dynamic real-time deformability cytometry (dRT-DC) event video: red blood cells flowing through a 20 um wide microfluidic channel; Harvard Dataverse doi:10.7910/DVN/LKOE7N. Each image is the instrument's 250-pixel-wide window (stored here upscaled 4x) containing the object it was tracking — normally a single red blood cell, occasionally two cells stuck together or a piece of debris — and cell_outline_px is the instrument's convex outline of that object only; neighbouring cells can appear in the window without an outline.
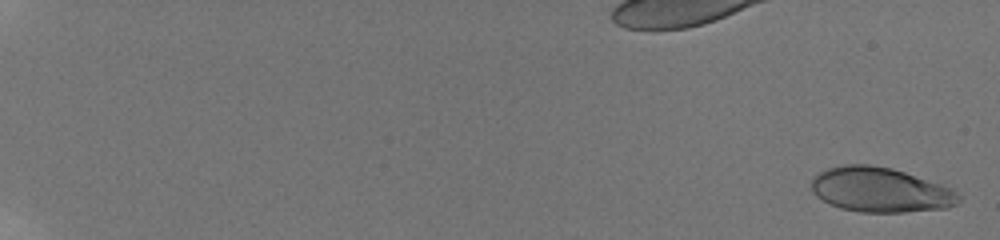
{"species": "human", "species_latin": "Homo sapiens", "temperature_condition": "room temperature", "stored_images_in_passage": 16, "camera_frame_rate_fps": 3000, "um_per_image_px": 0.085, "donor": {"sex": "male"}, "frame": {"image": 1, "passage_image": 1, "time_ms": 0.0, "image_size_px": [1000, 240], "cell_outline_px": [[960, 200], [956, 204], [948, 208], [904, 212], [860, 212], [840, 208], [816, 196], [812, 192], [812, 180], [820, 172], [828, 168], [844, 164], [868, 164], [892, 168], [940, 184], [956, 192], [960, 196]], "centroid_in_image_um": [74.82, 16.14], "position_along_channel_um": 10.2, "area_um2": 38.09}}
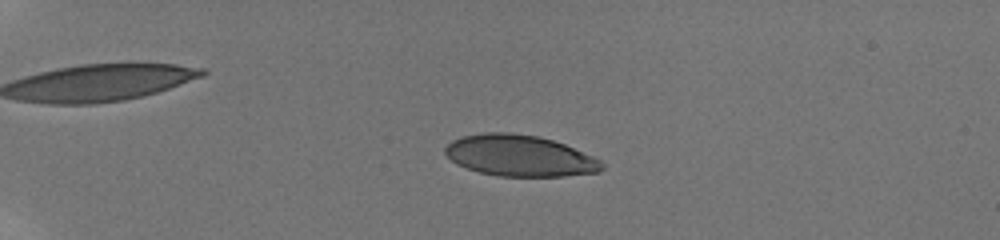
{"frame": {"image": 2, "passage_image": 10, "time_ms": 5.0, "image_size_px": [1000, 240], "cell_outline_px": [[604, 168], [600, 172], [564, 176], [500, 176], [480, 172], [456, 164], [444, 152], [444, 148], [452, 140], [464, 136], [484, 132], [512, 132], [536, 136], [552, 140], [564, 144], [592, 156], [600, 160], [604, 164]], "centroid_in_image_um": [44.18, 13.23], "position_along_channel_um": 40.8, "area_um2": 37.51}}
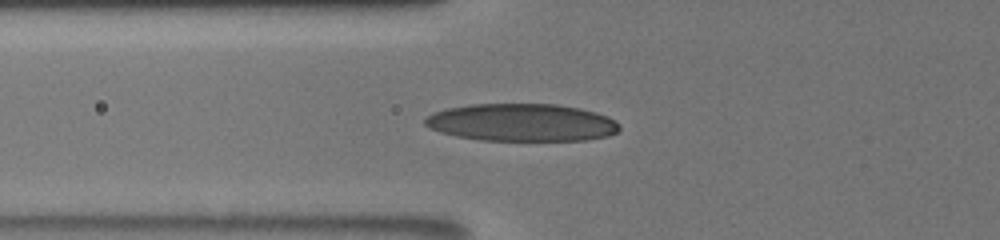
{"frame": {"image": 3, "passage_image": 15, "time_ms": 8.0, "image_size_px": [1000, 240], "cell_outline_px": [[620, 128], [616, 132], [608, 136], [584, 140], [480, 140], [456, 136], [440, 132], [428, 128], [424, 124], [424, 120], [432, 112], [448, 108], [472, 104], [556, 104], [580, 108], [596, 112], [608, 116], [620, 124]], "centroid_in_image_um": [44.34, 10.41], "position_along_channel_um": 81.5, "area_um2": 42.66}}